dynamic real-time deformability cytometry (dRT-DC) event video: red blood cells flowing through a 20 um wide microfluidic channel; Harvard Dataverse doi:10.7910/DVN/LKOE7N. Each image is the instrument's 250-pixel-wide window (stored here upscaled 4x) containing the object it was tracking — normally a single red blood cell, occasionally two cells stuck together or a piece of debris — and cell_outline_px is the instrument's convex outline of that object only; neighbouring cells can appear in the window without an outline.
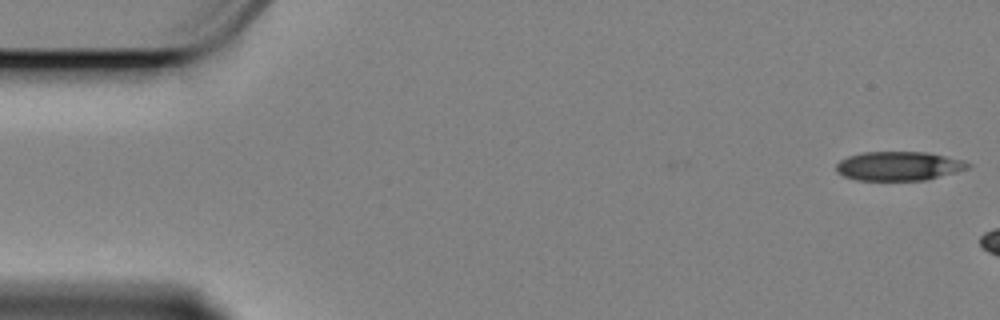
{"species": "Egyptian fruit bat (a non-hibernating species)", "species_latin": "Rousettus aegyptiacus", "temperature_condition": "cold", "stored_images_in_passage": 6, "camera_frame_rate_fps": 3000, "um_per_image_px": 0.085, "animal": {"sex": "female"}, "frame": {"image": 1, "passage_image": 1, "time_ms": 0.0, "image_size_px": [1000, 320], "cell_outline_px": [[972, 164], [968, 168], [956, 172], [928, 180], [856, 180], [844, 176], [836, 172], [836, 164], [840, 160], [848, 156], [864, 152], [928, 152], [960, 160]], "centroid_in_image_um": [76.37, 14.12], "position_along_channel_um": 8.6, "area_um2": 22.25}}